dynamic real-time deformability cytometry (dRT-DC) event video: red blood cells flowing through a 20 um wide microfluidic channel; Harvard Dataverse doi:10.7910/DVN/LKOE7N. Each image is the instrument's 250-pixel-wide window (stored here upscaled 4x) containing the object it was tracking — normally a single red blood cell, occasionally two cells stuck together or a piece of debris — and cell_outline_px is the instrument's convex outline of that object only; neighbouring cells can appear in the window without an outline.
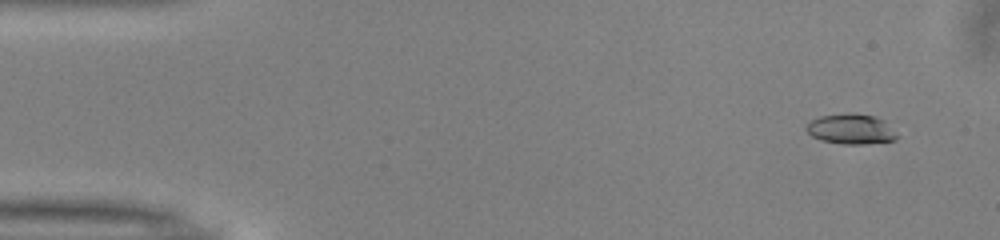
{"species": "common noctule bat (a hibernating species)", "species_latin": "Nyctalus noctula", "temperature_condition": "warm", "stored_images_in_passage": 48, "camera_frame_rate_fps": 3000, "um_per_image_px": 0.085, "animal": {"sex": "male", "body_mass_g": 13.0, "forearm_length_mm": 53.1}, "frame": {"image": 1, "passage_image": 4, "time_ms": 1.0, "image_size_px": [1000, 240], "cell_outline_px": [[900, 136], [896, 140], [864, 144], [844, 144], [820, 140], [812, 136], [804, 128], [812, 120], [820, 116], [844, 112], [852, 112], [876, 116], [884, 120]], "centroid_in_image_um": [72.36, 10.95], "position_along_channel_um": 12.6, "area_um2": 16.24}}
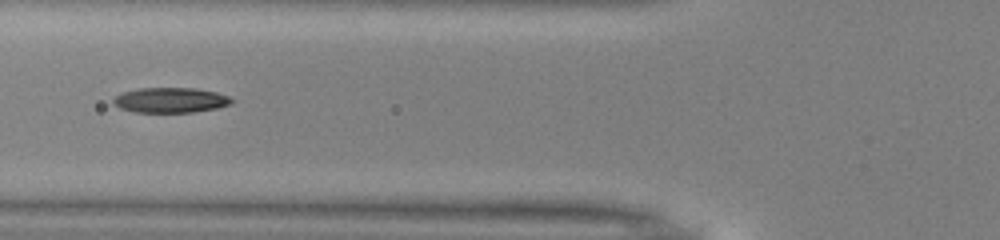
{"frame": {"image": 2, "passage_image": 20, "time_ms": 6.333, "image_size_px": [1000, 240], "cell_outline_px": [[236, 100], [232, 104], [216, 108], [192, 112], [136, 112], [120, 108], [112, 104], [112, 100], [116, 96], [124, 92], [140, 88], [196, 88], [216, 92], [228, 96]], "centroid_in_image_um": [14.52, 8.51], "position_along_channel_um": 111.3, "area_um2": 17.34}}
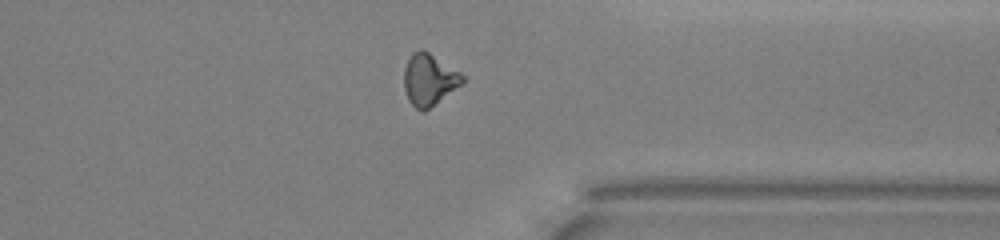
{"frame": {"image": 3, "passage_image": 40, "time_ms": 13.0, "image_size_px": [1000, 240], "cell_outline_px": [[464, 80], [460, 84], [424, 112], [420, 112], [408, 100], [404, 88], [404, 68], [412, 52], [420, 48], [424, 48], [460, 72], [464, 76]], "centroid_in_image_um": [36.44, 6.73], "position_along_channel_um": 375.0, "area_um2": 17.51}}